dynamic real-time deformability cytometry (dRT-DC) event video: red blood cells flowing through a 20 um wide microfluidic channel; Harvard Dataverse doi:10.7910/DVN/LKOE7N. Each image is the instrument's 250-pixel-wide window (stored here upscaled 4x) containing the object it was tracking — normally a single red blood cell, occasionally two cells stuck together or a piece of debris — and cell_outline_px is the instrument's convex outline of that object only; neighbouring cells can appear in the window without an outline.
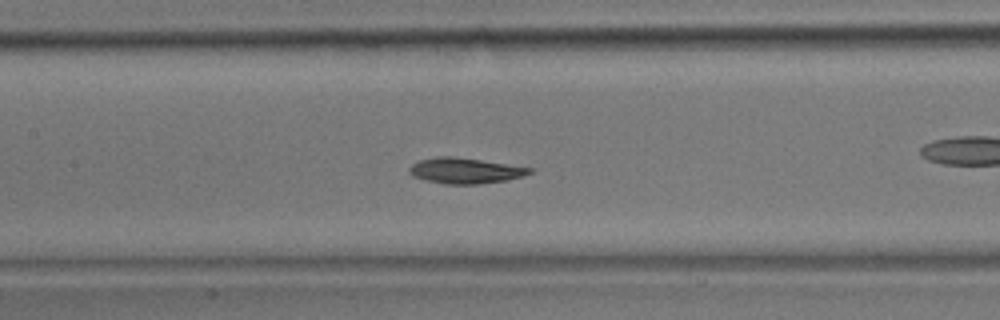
{"species": "common noctule bat (a hibernating species)", "species_latin": "Nyctalus noctula", "temperature_condition": "room temperature", "stored_images_in_passage": 41, "camera_frame_rate_fps": 3000, "um_per_image_px": 0.085, "animal": {"sex": "male", "body_mass_g": 17.9}, "frame": {"image": 1, "passage_image": 18, "time_ms": 5.667, "image_size_px": [1000, 320], "cell_outline_px": [[532, 172], [524, 176], [508, 180], [476, 184], [444, 184], [412, 176], [408, 172], [408, 168], [412, 164], [420, 160], [436, 156], [452, 156], [480, 160], [532, 168]], "centroid_in_image_um": [39.51, 14.51], "position_along_channel_um": 167.9, "area_um2": 17.86}}